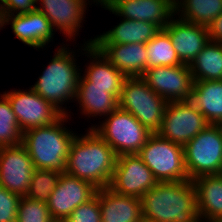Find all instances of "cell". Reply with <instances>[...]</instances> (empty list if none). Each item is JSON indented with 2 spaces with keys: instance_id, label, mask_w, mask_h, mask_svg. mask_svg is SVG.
Wrapping results in <instances>:
<instances>
[{
  "instance_id": "cell-25",
  "label": "cell",
  "mask_w": 222,
  "mask_h": 222,
  "mask_svg": "<svg viewBox=\"0 0 222 222\" xmlns=\"http://www.w3.org/2000/svg\"><path fill=\"white\" fill-rule=\"evenodd\" d=\"M188 101L209 124L222 125V80L194 81Z\"/></svg>"
},
{
  "instance_id": "cell-1",
  "label": "cell",
  "mask_w": 222,
  "mask_h": 222,
  "mask_svg": "<svg viewBox=\"0 0 222 222\" xmlns=\"http://www.w3.org/2000/svg\"><path fill=\"white\" fill-rule=\"evenodd\" d=\"M116 160L114 150L89 127L84 136L76 135L72 141L65 173L87 181L97 189L105 188L112 178Z\"/></svg>"
},
{
  "instance_id": "cell-10",
  "label": "cell",
  "mask_w": 222,
  "mask_h": 222,
  "mask_svg": "<svg viewBox=\"0 0 222 222\" xmlns=\"http://www.w3.org/2000/svg\"><path fill=\"white\" fill-rule=\"evenodd\" d=\"M11 105L22 132L31 128L48 126L58 121L64 114L53 104L29 90H12L3 94Z\"/></svg>"
},
{
  "instance_id": "cell-23",
  "label": "cell",
  "mask_w": 222,
  "mask_h": 222,
  "mask_svg": "<svg viewBox=\"0 0 222 222\" xmlns=\"http://www.w3.org/2000/svg\"><path fill=\"white\" fill-rule=\"evenodd\" d=\"M161 29L151 22L122 19L102 35L94 37V45L148 43Z\"/></svg>"
},
{
  "instance_id": "cell-38",
  "label": "cell",
  "mask_w": 222,
  "mask_h": 222,
  "mask_svg": "<svg viewBox=\"0 0 222 222\" xmlns=\"http://www.w3.org/2000/svg\"><path fill=\"white\" fill-rule=\"evenodd\" d=\"M215 222H222V217H220L218 220H216Z\"/></svg>"
},
{
  "instance_id": "cell-18",
  "label": "cell",
  "mask_w": 222,
  "mask_h": 222,
  "mask_svg": "<svg viewBox=\"0 0 222 222\" xmlns=\"http://www.w3.org/2000/svg\"><path fill=\"white\" fill-rule=\"evenodd\" d=\"M94 40L90 39L83 45L84 49L82 50L87 52L84 53L85 56L92 60L84 70V76L90 81V87L109 88V93L120 98L127 77L94 46Z\"/></svg>"
},
{
  "instance_id": "cell-20",
  "label": "cell",
  "mask_w": 222,
  "mask_h": 222,
  "mask_svg": "<svg viewBox=\"0 0 222 222\" xmlns=\"http://www.w3.org/2000/svg\"><path fill=\"white\" fill-rule=\"evenodd\" d=\"M101 222H143L142 200L120 195L110 188L99 189Z\"/></svg>"
},
{
  "instance_id": "cell-32",
  "label": "cell",
  "mask_w": 222,
  "mask_h": 222,
  "mask_svg": "<svg viewBox=\"0 0 222 222\" xmlns=\"http://www.w3.org/2000/svg\"><path fill=\"white\" fill-rule=\"evenodd\" d=\"M63 222H101L99 189L92 199L75 208Z\"/></svg>"
},
{
  "instance_id": "cell-9",
  "label": "cell",
  "mask_w": 222,
  "mask_h": 222,
  "mask_svg": "<svg viewBox=\"0 0 222 222\" xmlns=\"http://www.w3.org/2000/svg\"><path fill=\"white\" fill-rule=\"evenodd\" d=\"M208 125L204 115L188 100L167 102L157 134L185 146Z\"/></svg>"
},
{
  "instance_id": "cell-16",
  "label": "cell",
  "mask_w": 222,
  "mask_h": 222,
  "mask_svg": "<svg viewBox=\"0 0 222 222\" xmlns=\"http://www.w3.org/2000/svg\"><path fill=\"white\" fill-rule=\"evenodd\" d=\"M89 0H37L42 12L50 21L52 29L60 30L70 40L79 32ZM56 28V29H54Z\"/></svg>"
},
{
  "instance_id": "cell-30",
  "label": "cell",
  "mask_w": 222,
  "mask_h": 222,
  "mask_svg": "<svg viewBox=\"0 0 222 222\" xmlns=\"http://www.w3.org/2000/svg\"><path fill=\"white\" fill-rule=\"evenodd\" d=\"M61 174L62 172L56 170L35 169L25 197L47 203Z\"/></svg>"
},
{
  "instance_id": "cell-11",
  "label": "cell",
  "mask_w": 222,
  "mask_h": 222,
  "mask_svg": "<svg viewBox=\"0 0 222 222\" xmlns=\"http://www.w3.org/2000/svg\"><path fill=\"white\" fill-rule=\"evenodd\" d=\"M157 183L138 154H126L117 157L108 188L120 195L141 199Z\"/></svg>"
},
{
  "instance_id": "cell-2",
  "label": "cell",
  "mask_w": 222,
  "mask_h": 222,
  "mask_svg": "<svg viewBox=\"0 0 222 222\" xmlns=\"http://www.w3.org/2000/svg\"><path fill=\"white\" fill-rule=\"evenodd\" d=\"M141 200L143 222H200L190 179L158 182Z\"/></svg>"
},
{
  "instance_id": "cell-17",
  "label": "cell",
  "mask_w": 222,
  "mask_h": 222,
  "mask_svg": "<svg viewBox=\"0 0 222 222\" xmlns=\"http://www.w3.org/2000/svg\"><path fill=\"white\" fill-rule=\"evenodd\" d=\"M105 10L124 19L151 22L160 29L176 15L175 0H125Z\"/></svg>"
},
{
  "instance_id": "cell-34",
  "label": "cell",
  "mask_w": 222,
  "mask_h": 222,
  "mask_svg": "<svg viewBox=\"0 0 222 222\" xmlns=\"http://www.w3.org/2000/svg\"><path fill=\"white\" fill-rule=\"evenodd\" d=\"M37 0H4L3 6L8 15L26 14L37 10Z\"/></svg>"
},
{
  "instance_id": "cell-13",
  "label": "cell",
  "mask_w": 222,
  "mask_h": 222,
  "mask_svg": "<svg viewBox=\"0 0 222 222\" xmlns=\"http://www.w3.org/2000/svg\"><path fill=\"white\" fill-rule=\"evenodd\" d=\"M97 192L91 183L62 173L47 202L48 210L56 222H63L79 205L88 202Z\"/></svg>"
},
{
  "instance_id": "cell-14",
  "label": "cell",
  "mask_w": 222,
  "mask_h": 222,
  "mask_svg": "<svg viewBox=\"0 0 222 222\" xmlns=\"http://www.w3.org/2000/svg\"><path fill=\"white\" fill-rule=\"evenodd\" d=\"M35 171L33 161L22 144L0 147V185L24 197Z\"/></svg>"
},
{
  "instance_id": "cell-5",
  "label": "cell",
  "mask_w": 222,
  "mask_h": 222,
  "mask_svg": "<svg viewBox=\"0 0 222 222\" xmlns=\"http://www.w3.org/2000/svg\"><path fill=\"white\" fill-rule=\"evenodd\" d=\"M94 130L118 156L138 154L148 138L153 134L145 128L131 113L118 108Z\"/></svg>"
},
{
  "instance_id": "cell-7",
  "label": "cell",
  "mask_w": 222,
  "mask_h": 222,
  "mask_svg": "<svg viewBox=\"0 0 222 222\" xmlns=\"http://www.w3.org/2000/svg\"><path fill=\"white\" fill-rule=\"evenodd\" d=\"M185 168L190 180L222 174V125L209 124L184 146Z\"/></svg>"
},
{
  "instance_id": "cell-28",
  "label": "cell",
  "mask_w": 222,
  "mask_h": 222,
  "mask_svg": "<svg viewBox=\"0 0 222 222\" xmlns=\"http://www.w3.org/2000/svg\"><path fill=\"white\" fill-rule=\"evenodd\" d=\"M145 47L147 50V68L183 64L171 43L169 35L163 29L146 43Z\"/></svg>"
},
{
  "instance_id": "cell-24",
  "label": "cell",
  "mask_w": 222,
  "mask_h": 222,
  "mask_svg": "<svg viewBox=\"0 0 222 222\" xmlns=\"http://www.w3.org/2000/svg\"><path fill=\"white\" fill-rule=\"evenodd\" d=\"M76 99L80 113L89 118L107 116L119 108V98L109 93V88L90 87V81L84 75L79 78Z\"/></svg>"
},
{
  "instance_id": "cell-29",
  "label": "cell",
  "mask_w": 222,
  "mask_h": 222,
  "mask_svg": "<svg viewBox=\"0 0 222 222\" xmlns=\"http://www.w3.org/2000/svg\"><path fill=\"white\" fill-rule=\"evenodd\" d=\"M22 136L23 132L9 100L2 94L0 98V147L22 144Z\"/></svg>"
},
{
  "instance_id": "cell-26",
  "label": "cell",
  "mask_w": 222,
  "mask_h": 222,
  "mask_svg": "<svg viewBox=\"0 0 222 222\" xmlns=\"http://www.w3.org/2000/svg\"><path fill=\"white\" fill-rule=\"evenodd\" d=\"M189 67L194 81L222 80V43L209 41Z\"/></svg>"
},
{
  "instance_id": "cell-19",
  "label": "cell",
  "mask_w": 222,
  "mask_h": 222,
  "mask_svg": "<svg viewBox=\"0 0 222 222\" xmlns=\"http://www.w3.org/2000/svg\"><path fill=\"white\" fill-rule=\"evenodd\" d=\"M9 22L15 37L34 49H43L53 39L54 31L50 21L38 10L26 14L8 15L7 23Z\"/></svg>"
},
{
  "instance_id": "cell-33",
  "label": "cell",
  "mask_w": 222,
  "mask_h": 222,
  "mask_svg": "<svg viewBox=\"0 0 222 222\" xmlns=\"http://www.w3.org/2000/svg\"><path fill=\"white\" fill-rule=\"evenodd\" d=\"M20 198L0 185V222H16Z\"/></svg>"
},
{
  "instance_id": "cell-36",
  "label": "cell",
  "mask_w": 222,
  "mask_h": 222,
  "mask_svg": "<svg viewBox=\"0 0 222 222\" xmlns=\"http://www.w3.org/2000/svg\"><path fill=\"white\" fill-rule=\"evenodd\" d=\"M125 0H96V5L100 4L102 8L112 9L118 2Z\"/></svg>"
},
{
  "instance_id": "cell-12",
  "label": "cell",
  "mask_w": 222,
  "mask_h": 222,
  "mask_svg": "<svg viewBox=\"0 0 222 222\" xmlns=\"http://www.w3.org/2000/svg\"><path fill=\"white\" fill-rule=\"evenodd\" d=\"M141 78L167 102L189 100L194 85L190 67L186 64L147 68Z\"/></svg>"
},
{
  "instance_id": "cell-37",
  "label": "cell",
  "mask_w": 222,
  "mask_h": 222,
  "mask_svg": "<svg viewBox=\"0 0 222 222\" xmlns=\"http://www.w3.org/2000/svg\"><path fill=\"white\" fill-rule=\"evenodd\" d=\"M8 13L3 5H0V30L3 26L7 25Z\"/></svg>"
},
{
  "instance_id": "cell-35",
  "label": "cell",
  "mask_w": 222,
  "mask_h": 222,
  "mask_svg": "<svg viewBox=\"0 0 222 222\" xmlns=\"http://www.w3.org/2000/svg\"><path fill=\"white\" fill-rule=\"evenodd\" d=\"M207 28L210 41L222 43V13Z\"/></svg>"
},
{
  "instance_id": "cell-22",
  "label": "cell",
  "mask_w": 222,
  "mask_h": 222,
  "mask_svg": "<svg viewBox=\"0 0 222 222\" xmlns=\"http://www.w3.org/2000/svg\"><path fill=\"white\" fill-rule=\"evenodd\" d=\"M192 181L200 222H215L222 217V174L202 175Z\"/></svg>"
},
{
  "instance_id": "cell-4",
  "label": "cell",
  "mask_w": 222,
  "mask_h": 222,
  "mask_svg": "<svg viewBox=\"0 0 222 222\" xmlns=\"http://www.w3.org/2000/svg\"><path fill=\"white\" fill-rule=\"evenodd\" d=\"M60 46L51 62L45 67L32 89L45 100L53 104L64 115H68L63 104L68 100L76 101V92L79 84L80 72L74 58V51L69 47ZM68 49V50H67ZM73 54V55H72ZM78 70V71H77ZM62 105V106H61Z\"/></svg>"
},
{
  "instance_id": "cell-27",
  "label": "cell",
  "mask_w": 222,
  "mask_h": 222,
  "mask_svg": "<svg viewBox=\"0 0 222 222\" xmlns=\"http://www.w3.org/2000/svg\"><path fill=\"white\" fill-rule=\"evenodd\" d=\"M177 13L183 21L207 27L222 13V0H175Z\"/></svg>"
},
{
  "instance_id": "cell-6",
  "label": "cell",
  "mask_w": 222,
  "mask_h": 222,
  "mask_svg": "<svg viewBox=\"0 0 222 222\" xmlns=\"http://www.w3.org/2000/svg\"><path fill=\"white\" fill-rule=\"evenodd\" d=\"M167 101L156 94L141 77L127 78L119 98V108L131 113L151 133L161 127Z\"/></svg>"
},
{
  "instance_id": "cell-15",
  "label": "cell",
  "mask_w": 222,
  "mask_h": 222,
  "mask_svg": "<svg viewBox=\"0 0 222 222\" xmlns=\"http://www.w3.org/2000/svg\"><path fill=\"white\" fill-rule=\"evenodd\" d=\"M183 64L190 65L210 41L208 28L173 17L163 28Z\"/></svg>"
},
{
  "instance_id": "cell-8",
  "label": "cell",
  "mask_w": 222,
  "mask_h": 222,
  "mask_svg": "<svg viewBox=\"0 0 222 222\" xmlns=\"http://www.w3.org/2000/svg\"><path fill=\"white\" fill-rule=\"evenodd\" d=\"M138 155L158 182L189 180L182 145L153 133Z\"/></svg>"
},
{
  "instance_id": "cell-21",
  "label": "cell",
  "mask_w": 222,
  "mask_h": 222,
  "mask_svg": "<svg viewBox=\"0 0 222 222\" xmlns=\"http://www.w3.org/2000/svg\"><path fill=\"white\" fill-rule=\"evenodd\" d=\"M127 78L142 77L147 69L145 44L94 45Z\"/></svg>"
},
{
  "instance_id": "cell-31",
  "label": "cell",
  "mask_w": 222,
  "mask_h": 222,
  "mask_svg": "<svg viewBox=\"0 0 222 222\" xmlns=\"http://www.w3.org/2000/svg\"><path fill=\"white\" fill-rule=\"evenodd\" d=\"M16 222H56L48 210L47 203L21 197Z\"/></svg>"
},
{
  "instance_id": "cell-3",
  "label": "cell",
  "mask_w": 222,
  "mask_h": 222,
  "mask_svg": "<svg viewBox=\"0 0 222 222\" xmlns=\"http://www.w3.org/2000/svg\"><path fill=\"white\" fill-rule=\"evenodd\" d=\"M68 119V115H63L51 125L31 128L23 132L22 145L29 153L35 169L65 173L69 149L77 135L63 126Z\"/></svg>"
}]
</instances>
